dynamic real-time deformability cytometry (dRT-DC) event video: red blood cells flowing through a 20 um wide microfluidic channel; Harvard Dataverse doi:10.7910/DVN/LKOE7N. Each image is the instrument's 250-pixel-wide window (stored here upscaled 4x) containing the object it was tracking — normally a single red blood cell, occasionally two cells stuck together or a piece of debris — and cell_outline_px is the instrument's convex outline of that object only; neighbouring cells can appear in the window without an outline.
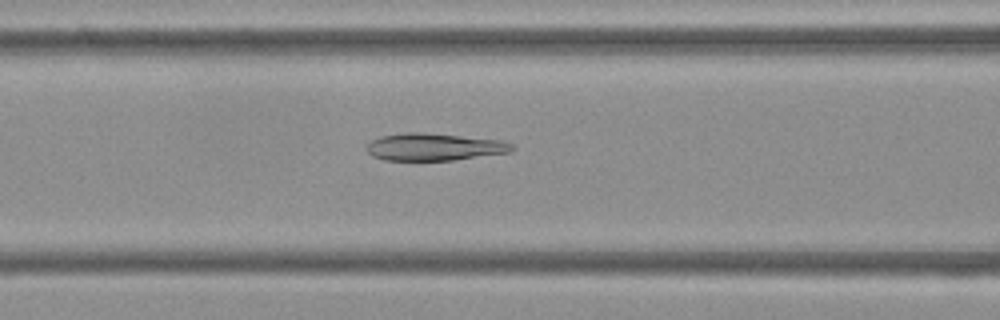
{"species": "Egyptian fruit bat (a non-hibernating species)", "species_latin": "Rousettus aegyptiacus", "temperature_condition": "cold", "stored_images_in_passage": 53, "camera_frame_rate_fps": 3000, "um_per_image_px": 0.085, "frame": {"image": 1, "passage_image": 21, "time_ms": 6.667, "image_size_px": [1000, 320], "cell_outline_px": [[516, 148], [512, 152], [452, 160], [384, 160], [372, 156], [368, 152], [368, 144], [372, 140], [380, 136], [404, 132], [416, 132], [460, 136], [500, 140], [512, 144]], "centroid_in_image_um": [36.91, 12.49], "position_along_channel_um": 129.7, "area_um2": 22.95}}
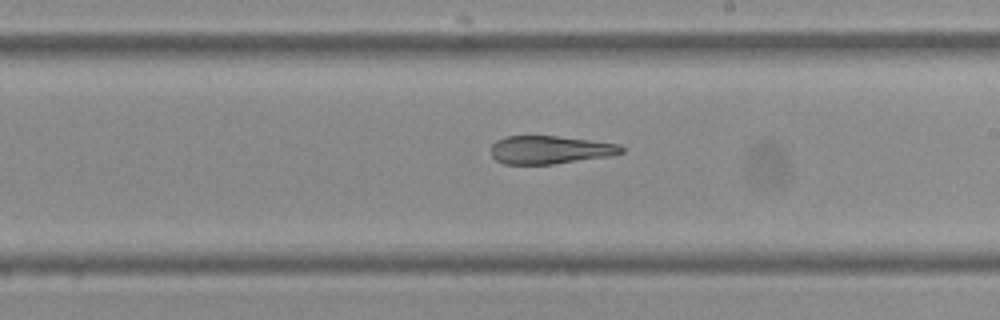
{"frame": {"image": 2, "passage_image": 30, "time_ms": 9.667, "image_size_px": [1000, 320], "cell_outline_px": [[624, 152], [612, 156], [552, 164], [504, 164], [496, 160], [492, 156], [492, 144], [496, 140], [504, 136], [556, 136], [620, 144], [624, 148]], "centroid_in_image_um": [46.76, 12.73], "position_along_channel_um": 242.2, "area_um2": 21.39}}
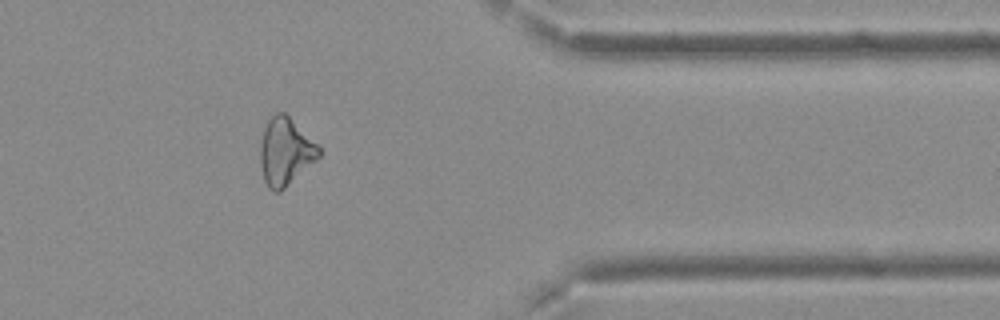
{"frame": {"image": 3, "passage_image": 43, "time_ms": 14.0, "image_size_px": [1000, 320], "cell_outline_px": [[320, 156], [316, 160], [280, 192], [272, 192], [268, 188], [264, 180], [260, 164], [260, 144], [264, 128], [268, 116], [276, 112], [284, 112], [320, 148]], "centroid_in_image_um": [24.21, 12.89], "position_along_channel_um": 387.2, "area_um2": 22.89}, "authors_computed_cell_mechanics": {"area_um2": 24.3916, "velocity_mm_per_s": 3.759, "shape_relaxation_time_tau1_ms": null, "shape_relaxation_time_tau2_ms": 6.3988, "deformation_change_tau1": null, "deformation_change_tau2": 0.1349}}